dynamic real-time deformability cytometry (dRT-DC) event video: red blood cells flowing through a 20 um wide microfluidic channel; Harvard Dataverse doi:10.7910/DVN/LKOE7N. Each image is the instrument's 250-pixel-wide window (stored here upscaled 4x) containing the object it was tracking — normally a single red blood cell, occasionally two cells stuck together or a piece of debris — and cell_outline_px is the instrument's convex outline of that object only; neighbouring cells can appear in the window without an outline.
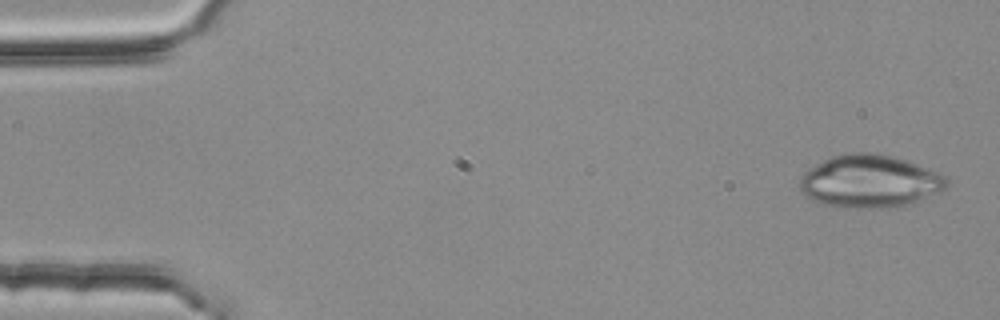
{"species": "common noctule bat (a hibernating species)", "species_latin": "Nyctalus noctula", "temperature_condition": "room temperature", "stored_images_in_passage": 3, "camera_frame_rate_fps": 3000, "um_per_image_px": 0.085, "animal": {"sex": "female", "body_mass_g": 25.1}, "frame": {"image": 1, "passage_image": 1, "time_ms": 0.0, "image_size_px": [1000, 320], "cell_outline_px": [[948, 184], [944, 188], [912, 204], [900, 208], [836, 208], [812, 200], [804, 196], [800, 188], [800, 180], [804, 172], [816, 164], [832, 156], [848, 152], [872, 152], [892, 156], [916, 164], [936, 172], [944, 176], [948, 180]], "centroid_in_image_um": [73.89, 15.43], "position_along_channel_um": 11.1, "area_um2": 45.32}}